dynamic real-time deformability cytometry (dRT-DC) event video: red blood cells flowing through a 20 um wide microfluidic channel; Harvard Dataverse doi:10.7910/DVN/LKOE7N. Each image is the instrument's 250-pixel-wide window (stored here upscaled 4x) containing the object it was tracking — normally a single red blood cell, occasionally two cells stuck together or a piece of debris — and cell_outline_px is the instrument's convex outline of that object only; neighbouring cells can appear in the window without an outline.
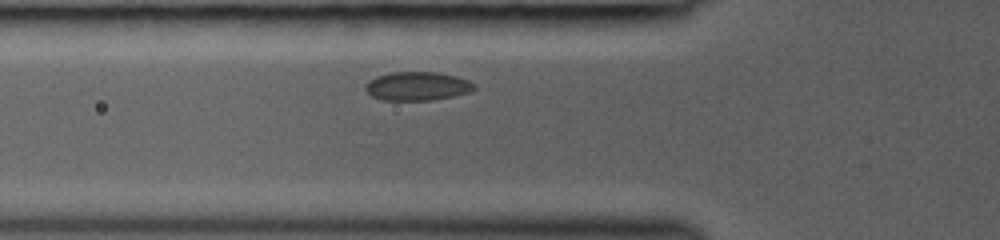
{"species": "common noctule bat (a hibernating species)", "species_latin": "Nyctalus noctula", "temperature_condition": "room temperature", "stored_images_in_passage": 13, "camera_frame_rate_fps": 3000, "um_per_image_px": 0.085, "animal": {"sex": "female", "body_mass_g": 19.0, "forearm_length_mm": 53.3}, "frame": {"image": 1, "passage_image": 4, "time_ms": 2.0, "image_size_px": [1000, 240], "cell_outline_px": [[476, 88], [472, 92], [432, 100], [380, 100], [372, 96], [364, 88], [368, 80], [376, 76], [388, 72], [436, 72], [456, 76], [468, 80]], "centroid_in_image_um": [35.44, 7.32], "position_along_channel_um": 90.4, "area_um2": 18.26}}
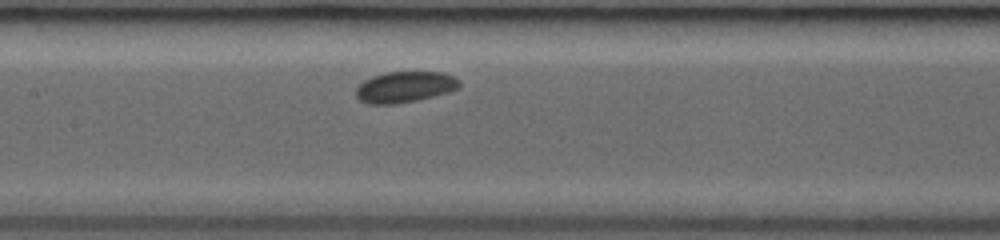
{"frame": {"image": 2, "passage_image": 8, "time_ms": 4.0, "image_size_px": [1000, 240], "cell_outline_px": [[460, 88], [448, 92], [416, 100], [396, 104], [368, 104], [360, 100], [356, 96], [356, 88], [364, 80], [372, 76], [384, 72], [444, 72], [460, 80]], "centroid_in_image_um": [34.41, 7.39], "position_along_channel_um": 173.0, "area_um2": 18.73}}
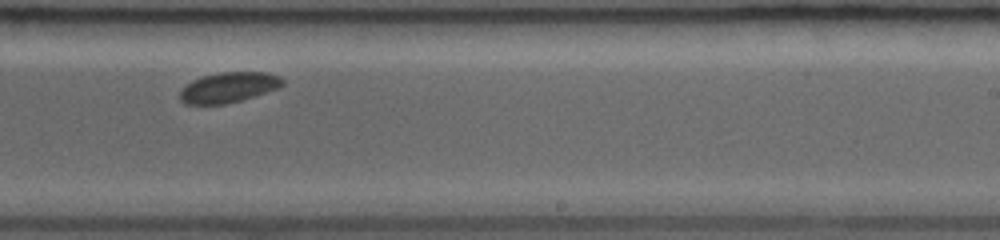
{"frame": {"image": 3, "passage_image": 12, "time_ms": 6.333, "image_size_px": [1000, 240], "cell_outline_px": [[284, 84], [280, 88], [256, 96], [224, 104], [184, 104], [180, 100], [180, 92], [192, 80], [216, 72], [268, 72], [280, 76], [284, 80]], "centroid_in_image_um": [19.48, 7.42], "position_along_channel_um": 269.5, "area_um2": 18.21}}